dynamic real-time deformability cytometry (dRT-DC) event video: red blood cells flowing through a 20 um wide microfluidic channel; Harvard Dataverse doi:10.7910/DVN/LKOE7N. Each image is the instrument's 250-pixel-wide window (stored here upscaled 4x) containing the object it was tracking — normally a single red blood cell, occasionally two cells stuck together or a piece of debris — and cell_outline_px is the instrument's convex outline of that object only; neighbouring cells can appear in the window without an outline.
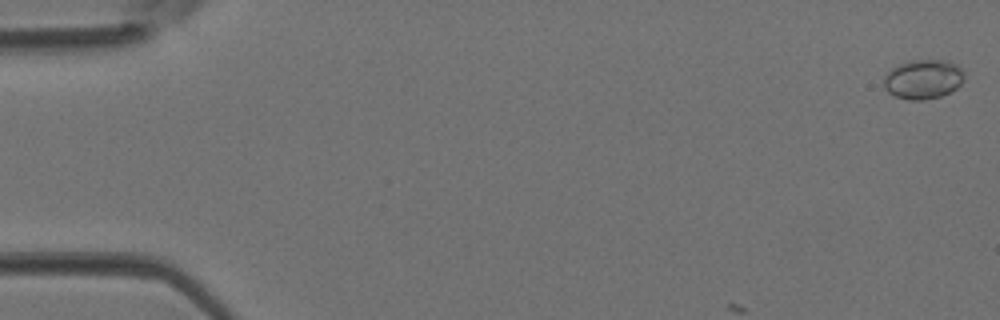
{"species": "Egyptian fruit bat (a non-hibernating species)", "species_latin": "Rousettus aegyptiacus", "temperature_condition": "room temperature", "stored_images_in_passage": 13, "camera_frame_rate_fps": 3000, "um_per_image_px": 0.085, "animal": {"sex": "female"}, "frame": {"image": 1, "passage_image": 1, "time_ms": 0.0, "image_size_px": [1000, 320], "cell_outline_px": [[964, 80], [956, 88], [940, 96], [924, 100], [908, 100], [896, 96], [888, 92], [884, 88], [884, 76], [892, 68], [908, 60], [944, 60], [956, 64], [964, 72]], "centroid_in_image_um": [78.46, 6.73], "position_along_channel_um": 6.5, "area_um2": 18.44}}